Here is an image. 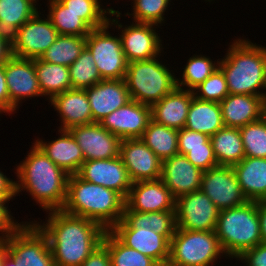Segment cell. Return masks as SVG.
<instances>
[{
  "label": "cell",
  "mask_w": 266,
  "mask_h": 266,
  "mask_svg": "<svg viewBox=\"0 0 266 266\" xmlns=\"http://www.w3.org/2000/svg\"><path fill=\"white\" fill-rule=\"evenodd\" d=\"M11 115V101L9 99L8 87L5 75V62L0 63V114Z\"/></svg>",
  "instance_id": "obj_48"
},
{
  "label": "cell",
  "mask_w": 266,
  "mask_h": 266,
  "mask_svg": "<svg viewBox=\"0 0 266 266\" xmlns=\"http://www.w3.org/2000/svg\"><path fill=\"white\" fill-rule=\"evenodd\" d=\"M102 243L108 248L111 266H160L152 258L127 247L110 230H106Z\"/></svg>",
  "instance_id": "obj_37"
},
{
  "label": "cell",
  "mask_w": 266,
  "mask_h": 266,
  "mask_svg": "<svg viewBox=\"0 0 266 266\" xmlns=\"http://www.w3.org/2000/svg\"><path fill=\"white\" fill-rule=\"evenodd\" d=\"M46 214L45 221H32L47 236L55 266H81L102 243L106 230L97 222L62 210Z\"/></svg>",
  "instance_id": "obj_1"
},
{
  "label": "cell",
  "mask_w": 266,
  "mask_h": 266,
  "mask_svg": "<svg viewBox=\"0 0 266 266\" xmlns=\"http://www.w3.org/2000/svg\"><path fill=\"white\" fill-rule=\"evenodd\" d=\"M32 144L25 160L15 165V193L20 196L26 191L43 212L61 210L66 200L69 175L34 142Z\"/></svg>",
  "instance_id": "obj_2"
},
{
  "label": "cell",
  "mask_w": 266,
  "mask_h": 266,
  "mask_svg": "<svg viewBox=\"0 0 266 266\" xmlns=\"http://www.w3.org/2000/svg\"><path fill=\"white\" fill-rule=\"evenodd\" d=\"M57 130L58 138H55V140L45 141L37 136L34 143L59 168L64 170L68 175H75L84 162V155L69 130Z\"/></svg>",
  "instance_id": "obj_24"
},
{
  "label": "cell",
  "mask_w": 266,
  "mask_h": 266,
  "mask_svg": "<svg viewBox=\"0 0 266 266\" xmlns=\"http://www.w3.org/2000/svg\"><path fill=\"white\" fill-rule=\"evenodd\" d=\"M193 97L191 90L177 87L151 106L152 120L169 128H184Z\"/></svg>",
  "instance_id": "obj_26"
},
{
  "label": "cell",
  "mask_w": 266,
  "mask_h": 266,
  "mask_svg": "<svg viewBox=\"0 0 266 266\" xmlns=\"http://www.w3.org/2000/svg\"><path fill=\"white\" fill-rule=\"evenodd\" d=\"M122 11L112 9L108 22L115 33L120 31L122 49L128 63L133 61L150 60L158 56H163L165 49L163 40L157 28L160 26L150 23H138L132 21L128 25L122 24L119 18ZM114 28V29H113ZM121 29V30H120ZM157 29V30H156ZM157 31V32H156ZM163 44V45H162ZM162 53V55H161Z\"/></svg>",
  "instance_id": "obj_8"
},
{
  "label": "cell",
  "mask_w": 266,
  "mask_h": 266,
  "mask_svg": "<svg viewBox=\"0 0 266 266\" xmlns=\"http://www.w3.org/2000/svg\"><path fill=\"white\" fill-rule=\"evenodd\" d=\"M86 47V36L58 35L41 60L69 67Z\"/></svg>",
  "instance_id": "obj_35"
},
{
  "label": "cell",
  "mask_w": 266,
  "mask_h": 266,
  "mask_svg": "<svg viewBox=\"0 0 266 266\" xmlns=\"http://www.w3.org/2000/svg\"><path fill=\"white\" fill-rule=\"evenodd\" d=\"M28 220L4 239L8 252L22 266H55L47 236Z\"/></svg>",
  "instance_id": "obj_10"
},
{
  "label": "cell",
  "mask_w": 266,
  "mask_h": 266,
  "mask_svg": "<svg viewBox=\"0 0 266 266\" xmlns=\"http://www.w3.org/2000/svg\"><path fill=\"white\" fill-rule=\"evenodd\" d=\"M81 266H111V257L108 248L101 243Z\"/></svg>",
  "instance_id": "obj_47"
},
{
  "label": "cell",
  "mask_w": 266,
  "mask_h": 266,
  "mask_svg": "<svg viewBox=\"0 0 266 266\" xmlns=\"http://www.w3.org/2000/svg\"><path fill=\"white\" fill-rule=\"evenodd\" d=\"M215 232L230 260L262 243L257 201L221 210Z\"/></svg>",
  "instance_id": "obj_5"
},
{
  "label": "cell",
  "mask_w": 266,
  "mask_h": 266,
  "mask_svg": "<svg viewBox=\"0 0 266 266\" xmlns=\"http://www.w3.org/2000/svg\"><path fill=\"white\" fill-rule=\"evenodd\" d=\"M48 105L57 111L60 130L92 124V112L85 89H70L53 96Z\"/></svg>",
  "instance_id": "obj_21"
},
{
  "label": "cell",
  "mask_w": 266,
  "mask_h": 266,
  "mask_svg": "<svg viewBox=\"0 0 266 266\" xmlns=\"http://www.w3.org/2000/svg\"><path fill=\"white\" fill-rule=\"evenodd\" d=\"M48 17L60 35L87 36L92 28L80 17L71 12L59 0H48Z\"/></svg>",
  "instance_id": "obj_34"
},
{
  "label": "cell",
  "mask_w": 266,
  "mask_h": 266,
  "mask_svg": "<svg viewBox=\"0 0 266 266\" xmlns=\"http://www.w3.org/2000/svg\"><path fill=\"white\" fill-rule=\"evenodd\" d=\"M35 70L40 90L47 101L57 94L72 89L69 67L38 58L35 59Z\"/></svg>",
  "instance_id": "obj_32"
},
{
  "label": "cell",
  "mask_w": 266,
  "mask_h": 266,
  "mask_svg": "<svg viewBox=\"0 0 266 266\" xmlns=\"http://www.w3.org/2000/svg\"><path fill=\"white\" fill-rule=\"evenodd\" d=\"M218 67L219 59L213 61L209 56L201 53L194 54L187 60L186 65L182 66L183 71L180 78H177V87L192 91L203 83Z\"/></svg>",
  "instance_id": "obj_36"
},
{
  "label": "cell",
  "mask_w": 266,
  "mask_h": 266,
  "mask_svg": "<svg viewBox=\"0 0 266 266\" xmlns=\"http://www.w3.org/2000/svg\"><path fill=\"white\" fill-rule=\"evenodd\" d=\"M69 131L81 148L84 161L112 159L119 156L121 139L100 123L76 126Z\"/></svg>",
  "instance_id": "obj_18"
},
{
  "label": "cell",
  "mask_w": 266,
  "mask_h": 266,
  "mask_svg": "<svg viewBox=\"0 0 266 266\" xmlns=\"http://www.w3.org/2000/svg\"><path fill=\"white\" fill-rule=\"evenodd\" d=\"M72 89H86L103 80L90 51L85 47L69 66Z\"/></svg>",
  "instance_id": "obj_39"
},
{
  "label": "cell",
  "mask_w": 266,
  "mask_h": 266,
  "mask_svg": "<svg viewBox=\"0 0 266 266\" xmlns=\"http://www.w3.org/2000/svg\"><path fill=\"white\" fill-rule=\"evenodd\" d=\"M213 147L208 135L191 131L185 127L178 130V152L185 155L187 148Z\"/></svg>",
  "instance_id": "obj_43"
},
{
  "label": "cell",
  "mask_w": 266,
  "mask_h": 266,
  "mask_svg": "<svg viewBox=\"0 0 266 266\" xmlns=\"http://www.w3.org/2000/svg\"><path fill=\"white\" fill-rule=\"evenodd\" d=\"M1 266H22L9 252L4 256Z\"/></svg>",
  "instance_id": "obj_52"
},
{
  "label": "cell",
  "mask_w": 266,
  "mask_h": 266,
  "mask_svg": "<svg viewBox=\"0 0 266 266\" xmlns=\"http://www.w3.org/2000/svg\"><path fill=\"white\" fill-rule=\"evenodd\" d=\"M38 0H0V33L11 38L40 9ZM39 5V7H38Z\"/></svg>",
  "instance_id": "obj_31"
},
{
  "label": "cell",
  "mask_w": 266,
  "mask_h": 266,
  "mask_svg": "<svg viewBox=\"0 0 266 266\" xmlns=\"http://www.w3.org/2000/svg\"><path fill=\"white\" fill-rule=\"evenodd\" d=\"M200 190L220 211L248 201L231 166H217L203 171Z\"/></svg>",
  "instance_id": "obj_14"
},
{
  "label": "cell",
  "mask_w": 266,
  "mask_h": 266,
  "mask_svg": "<svg viewBox=\"0 0 266 266\" xmlns=\"http://www.w3.org/2000/svg\"><path fill=\"white\" fill-rule=\"evenodd\" d=\"M203 171L194 166L183 154L162 161L161 180L177 199L200 190Z\"/></svg>",
  "instance_id": "obj_20"
},
{
  "label": "cell",
  "mask_w": 266,
  "mask_h": 266,
  "mask_svg": "<svg viewBox=\"0 0 266 266\" xmlns=\"http://www.w3.org/2000/svg\"><path fill=\"white\" fill-rule=\"evenodd\" d=\"M11 55V38L0 33V63L5 62Z\"/></svg>",
  "instance_id": "obj_51"
},
{
  "label": "cell",
  "mask_w": 266,
  "mask_h": 266,
  "mask_svg": "<svg viewBox=\"0 0 266 266\" xmlns=\"http://www.w3.org/2000/svg\"><path fill=\"white\" fill-rule=\"evenodd\" d=\"M218 166H234L245 157L239 128L223 127L210 137Z\"/></svg>",
  "instance_id": "obj_30"
},
{
  "label": "cell",
  "mask_w": 266,
  "mask_h": 266,
  "mask_svg": "<svg viewBox=\"0 0 266 266\" xmlns=\"http://www.w3.org/2000/svg\"><path fill=\"white\" fill-rule=\"evenodd\" d=\"M220 210L201 190L176 199V227L183 230L214 231Z\"/></svg>",
  "instance_id": "obj_12"
},
{
  "label": "cell",
  "mask_w": 266,
  "mask_h": 266,
  "mask_svg": "<svg viewBox=\"0 0 266 266\" xmlns=\"http://www.w3.org/2000/svg\"><path fill=\"white\" fill-rule=\"evenodd\" d=\"M125 198L115 190L69 175L63 212L93 220L111 230L122 218Z\"/></svg>",
  "instance_id": "obj_4"
},
{
  "label": "cell",
  "mask_w": 266,
  "mask_h": 266,
  "mask_svg": "<svg viewBox=\"0 0 266 266\" xmlns=\"http://www.w3.org/2000/svg\"><path fill=\"white\" fill-rule=\"evenodd\" d=\"M15 180L0 170V200H15Z\"/></svg>",
  "instance_id": "obj_49"
},
{
  "label": "cell",
  "mask_w": 266,
  "mask_h": 266,
  "mask_svg": "<svg viewBox=\"0 0 266 266\" xmlns=\"http://www.w3.org/2000/svg\"><path fill=\"white\" fill-rule=\"evenodd\" d=\"M262 243H266V200L257 201Z\"/></svg>",
  "instance_id": "obj_50"
},
{
  "label": "cell",
  "mask_w": 266,
  "mask_h": 266,
  "mask_svg": "<svg viewBox=\"0 0 266 266\" xmlns=\"http://www.w3.org/2000/svg\"><path fill=\"white\" fill-rule=\"evenodd\" d=\"M160 56L128 63L124 81L130 98L152 106L177 88V77Z\"/></svg>",
  "instance_id": "obj_6"
},
{
  "label": "cell",
  "mask_w": 266,
  "mask_h": 266,
  "mask_svg": "<svg viewBox=\"0 0 266 266\" xmlns=\"http://www.w3.org/2000/svg\"><path fill=\"white\" fill-rule=\"evenodd\" d=\"M133 8L131 13L127 12L124 17L131 16L134 22L150 23L163 26L165 21V12L169 11L172 0H130ZM133 1V2H132Z\"/></svg>",
  "instance_id": "obj_40"
},
{
  "label": "cell",
  "mask_w": 266,
  "mask_h": 266,
  "mask_svg": "<svg viewBox=\"0 0 266 266\" xmlns=\"http://www.w3.org/2000/svg\"><path fill=\"white\" fill-rule=\"evenodd\" d=\"M264 117L266 118V102H265V107H264Z\"/></svg>",
  "instance_id": "obj_54"
},
{
  "label": "cell",
  "mask_w": 266,
  "mask_h": 266,
  "mask_svg": "<svg viewBox=\"0 0 266 266\" xmlns=\"http://www.w3.org/2000/svg\"><path fill=\"white\" fill-rule=\"evenodd\" d=\"M113 228L151 229L171 241L177 228L175 210L159 212L124 211L123 218Z\"/></svg>",
  "instance_id": "obj_28"
},
{
  "label": "cell",
  "mask_w": 266,
  "mask_h": 266,
  "mask_svg": "<svg viewBox=\"0 0 266 266\" xmlns=\"http://www.w3.org/2000/svg\"><path fill=\"white\" fill-rule=\"evenodd\" d=\"M8 253V249L4 241H0V266L3 263L4 256Z\"/></svg>",
  "instance_id": "obj_53"
},
{
  "label": "cell",
  "mask_w": 266,
  "mask_h": 266,
  "mask_svg": "<svg viewBox=\"0 0 266 266\" xmlns=\"http://www.w3.org/2000/svg\"><path fill=\"white\" fill-rule=\"evenodd\" d=\"M93 122L100 121L131 100L124 79L101 80L85 89Z\"/></svg>",
  "instance_id": "obj_22"
},
{
  "label": "cell",
  "mask_w": 266,
  "mask_h": 266,
  "mask_svg": "<svg viewBox=\"0 0 266 266\" xmlns=\"http://www.w3.org/2000/svg\"><path fill=\"white\" fill-rule=\"evenodd\" d=\"M151 119V106L131 99L104 117L100 124L121 140L135 139L142 137Z\"/></svg>",
  "instance_id": "obj_16"
},
{
  "label": "cell",
  "mask_w": 266,
  "mask_h": 266,
  "mask_svg": "<svg viewBox=\"0 0 266 266\" xmlns=\"http://www.w3.org/2000/svg\"><path fill=\"white\" fill-rule=\"evenodd\" d=\"M194 97L210 102L220 103L228 94L225 74L220 67L201 84L192 90Z\"/></svg>",
  "instance_id": "obj_42"
},
{
  "label": "cell",
  "mask_w": 266,
  "mask_h": 266,
  "mask_svg": "<svg viewBox=\"0 0 266 266\" xmlns=\"http://www.w3.org/2000/svg\"><path fill=\"white\" fill-rule=\"evenodd\" d=\"M110 231L127 247L152 258L160 266H167L170 241L165 236L145 228H112Z\"/></svg>",
  "instance_id": "obj_23"
},
{
  "label": "cell",
  "mask_w": 266,
  "mask_h": 266,
  "mask_svg": "<svg viewBox=\"0 0 266 266\" xmlns=\"http://www.w3.org/2000/svg\"><path fill=\"white\" fill-rule=\"evenodd\" d=\"M185 157L202 171L218 166L213 147L187 148Z\"/></svg>",
  "instance_id": "obj_44"
},
{
  "label": "cell",
  "mask_w": 266,
  "mask_h": 266,
  "mask_svg": "<svg viewBox=\"0 0 266 266\" xmlns=\"http://www.w3.org/2000/svg\"><path fill=\"white\" fill-rule=\"evenodd\" d=\"M77 175L85 181L115 190L125 199L132 185L120 156L84 161Z\"/></svg>",
  "instance_id": "obj_17"
},
{
  "label": "cell",
  "mask_w": 266,
  "mask_h": 266,
  "mask_svg": "<svg viewBox=\"0 0 266 266\" xmlns=\"http://www.w3.org/2000/svg\"><path fill=\"white\" fill-rule=\"evenodd\" d=\"M5 75L11 101V115L16 113L22 101L44 97L39 87L35 59L19 58L11 55L5 61Z\"/></svg>",
  "instance_id": "obj_13"
},
{
  "label": "cell",
  "mask_w": 266,
  "mask_h": 266,
  "mask_svg": "<svg viewBox=\"0 0 266 266\" xmlns=\"http://www.w3.org/2000/svg\"><path fill=\"white\" fill-rule=\"evenodd\" d=\"M222 256V257H221ZM227 258L214 231L176 228L170 241L167 266H214L218 258Z\"/></svg>",
  "instance_id": "obj_7"
},
{
  "label": "cell",
  "mask_w": 266,
  "mask_h": 266,
  "mask_svg": "<svg viewBox=\"0 0 266 266\" xmlns=\"http://www.w3.org/2000/svg\"><path fill=\"white\" fill-rule=\"evenodd\" d=\"M9 201L0 200V241H4L23 222L14 219L15 217L12 216L10 208H8Z\"/></svg>",
  "instance_id": "obj_45"
},
{
  "label": "cell",
  "mask_w": 266,
  "mask_h": 266,
  "mask_svg": "<svg viewBox=\"0 0 266 266\" xmlns=\"http://www.w3.org/2000/svg\"><path fill=\"white\" fill-rule=\"evenodd\" d=\"M141 140L163 161L178 154V130L150 120Z\"/></svg>",
  "instance_id": "obj_33"
},
{
  "label": "cell",
  "mask_w": 266,
  "mask_h": 266,
  "mask_svg": "<svg viewBox=\"0 0 266 266\" xmlns=\"http://www.w3.org/2000/svg\"><path fill=\"white\" fill-rule=\"evenodd\" d=\"M232 168L248 201L266 200V158L244 157Z\"/></svg>",
  "instance_id": "obj_27"
},
{
  "label": "cell",
  "mask_w": 266,
  "mask_h": 266,
  "mask_svg": "<svg viewBox=\"0 0 266 266\" xmlns=\"http://www.w3.org/2000/svg\"><path fill=\"white\" fill-rule=\"evenodd\" d=\"M236 260L241 261L243 266H266V243H260L246 250Z\"/></svg>",
  "instance_id": "obj_46"
},
{
  "label": "cell",
  "mask_w": 266,
  "mask_h": 266,
  "mask_svg": "<svg viewBox=\"0 0 266 266\" xmlns=\"http://www.w3.org/2000/svg\"><path fill=\"white\" fill-rule=\"evenodd\" d=\"M245 157L266 158V118L239 128Z\"/></svg>",
  "instance_id": "obj_41"
},
{
  "label": "cell",
  "mask_w": 266,
  "mask_h": 266,
  "mask_svg": "<svg viewBox=\"0 0 266 266\" xmlns=\"http://www.w3.org/2000/svg\"><path fill=\"white\" fill-rule=\"evenodd\" d=\"M69 11L74 12L92 28L104 26L109 19L112 7L103 6L102 0H59Z\"/></svg>",
  "instance_id": "obj_38"
},
{
  "label": "cell",
  "mask_w": 266,
  "mask_h": 266,
  "mask_svg": "<svg viewBox=\"0 0 266 266\" xmlns=\"http://www.w3.org/2000/svg\"><path fill=\"white\" fill-rule=\"evenodd\" d=\"M266 96L228 94L221 102L225 127L241 128L264 116Z\"/></svg>",
  "instance_id": "obj_25"
},
{
  "label": "cell",
  "mask_w": 266,
  "mask_h": 266,
  "mask_svg": "<svg viewBox=\"0 0 266 266\" xmlns=\"http://www.w3.org/2000/svg\"><path fill=\"white\" fill-rule=\"evenodd\" d=\"M224 127L220 103L192 98L185 128L211 137Z\"/></svg>",
  "instance_id": "obj_29"
},
{
  "label": "cell",
  "mask_w": 266,
  "mask_h": 266,
  "mask_svg": "<svg viewBox=\"0 0 266 266\" xmlns=\"http://www.w3.org/2000/svg\"><path fill=\"white\" fill-rule=\"evenodd\" d=\"M119 156L132 183L161 179L162 160L141 138L121 140Z\"/></svg>",
  "instance_id": "obj_15"
},
{
  "label": "cell",
  "mask_w": 266,
  "mask_h": 266,
  "mask_svg": "<svg viewBox=\"0 0 266 266\" xmlns=\"http://www.w3.org/2000/svg\"><path fill=\"white\" fill-rule=\"evenodd\" d=\"M112 26L92 29L86 36V48L90 51L103 80L124 79L128 62L122 49L120 35L111 33Z\"/></svg>",
  "instance_id": "obj_9"
},
{
  "label": "cell",
  "mask_w": 266,
  "mask_h": 266,
  "mask_svg": "<svg viewBox=\"0 0 266 266\" xmlns=\"http://www.w3.org/2000/svg\"><path fill=\"white\" fill-rule=\"evenodd\" d=\"M39 11L18 28L11 37L13 56L27 59H38L55 42L58 32L50 18ZM42 15V16H41Z\"/></svg>",
  "instance_id": "obj_11"
},
{
  "label": "cell",
  "mask_w": 266,
  "mask_h": 266,
  "mask_svg": "<svg viewBox=\"0 0 266 266\" xmlns=\"http://www.w3.org/2000/svg\"><path fill=\"white\" fill-rule=\"evenodd\" d=\"M223 56L219 67L225 74L229 94L266 96L265 46L240 36L229 43Z\"/></svg>",
  "instance_id": "obj_3"
},
{
  "label": "cell",
  "mask_w": 266,
  "mask_h": 266,
  "mask_svg": "<svg viewBox=\"0 0 266 266\" xmlns=\"http://www.w3.org/2000/svg\"><path fill=\"white\" fill-rule=\"evenodd\" d=\"M176 199L161 179L131 185L124 211L159 212L175 210Z\"/></svg>",
  "instance_id": "obj_19"
}]
</instances>
